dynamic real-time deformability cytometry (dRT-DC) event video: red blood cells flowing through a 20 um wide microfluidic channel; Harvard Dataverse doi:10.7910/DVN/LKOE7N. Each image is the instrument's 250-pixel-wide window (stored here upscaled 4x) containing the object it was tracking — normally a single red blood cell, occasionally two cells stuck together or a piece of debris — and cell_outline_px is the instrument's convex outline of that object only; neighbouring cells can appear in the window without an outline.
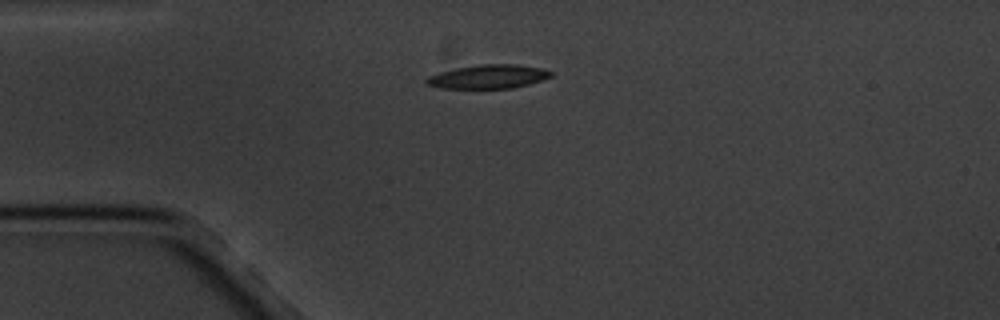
{"species": "common noctule bat (a hibernating species)", "species_latin": "Nyctalus noctula", "temperature_condition": "cold", "stored_images_in_passage": 3, "camera_frame_rate_fps": 3000, "um_per_image_px": 0.085, "animal": {"sex": "male", "body_mass_g": 20.1, "forearm_length_mm": 53.5}, "frame": {"image": 1, "passage_image": 1, "time_ms": 0.0, "image_size_px": [1000, 320], "cell_outline_px": [[552, 76], [528, 84], [512, 88], [440, 88], [428, 84], [424, 80], [428, 76], [440, 72], [456, 68], [480, 64], [516, 64], [540, 68], [552, 72]], "centroid_in_image_um": [41.48, 6.51], "position_along_channel_um": 43.5, "area_um2": 17.05}}
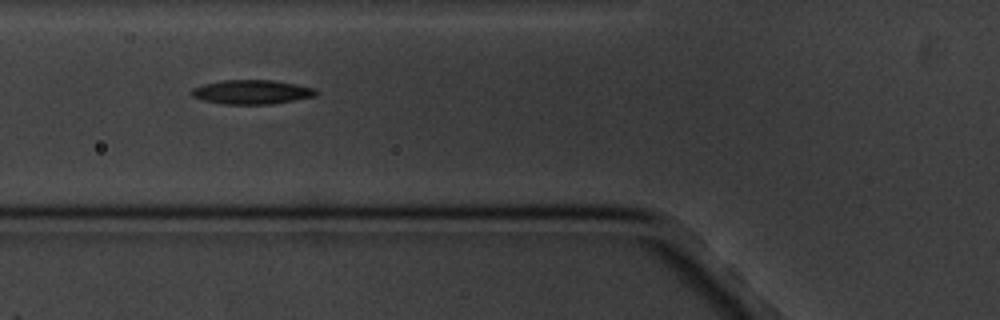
{"frame": {"image": 2, "passage_image": 3, "time_ms": 2.333, "image_size_px": [1000, 320], "cell_outline_px": [[320, 92], [316, 96], [272, 104], [224, 104], [204, 100], [192, 96], [192, 88], [204, 84], [224, 80], [272, 80], [296, 84], [316, 88]], "centroid_in_image_um": [21.46, 7.82], "position_along_channel_um": 104.3, "area_um2": 17.51}}